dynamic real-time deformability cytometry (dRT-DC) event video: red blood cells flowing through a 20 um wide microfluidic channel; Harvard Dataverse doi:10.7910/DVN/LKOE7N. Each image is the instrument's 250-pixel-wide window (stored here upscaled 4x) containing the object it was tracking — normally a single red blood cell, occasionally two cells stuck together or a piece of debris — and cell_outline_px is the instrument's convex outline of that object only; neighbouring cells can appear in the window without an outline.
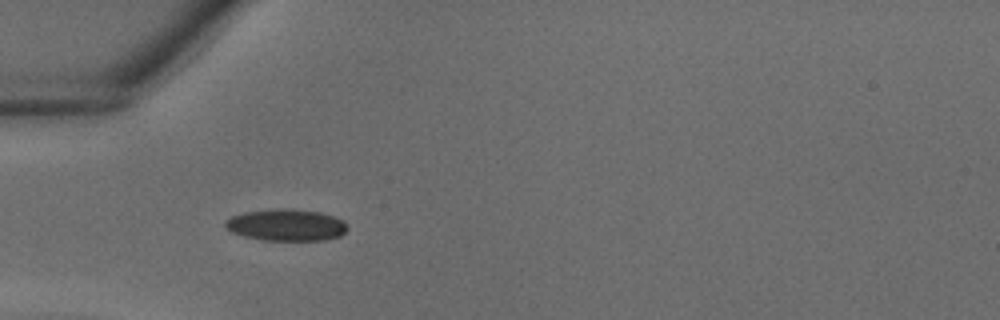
{"species": "common noctule bat (a hibernating species)", "species_latin": "Nyctalus noctula", "temperature_condition": "warm", "stored_images_in_passage": 33, "camera_frame_rate_fps": 3000, "um_per_image_px": 0.085, "animal": {"sex": "male", "body_mass_g": 18.8}, "frame": {"image": 1, "passage_image": 6, "time_ms": 1.667, "image_size_px": [1000, 320], "cell_outline_px": [[348, 228], [340, 236], [324, 240], [264, 240], [244, 236], [232, 232], [224, 224], [224, 220], [232, 216], [244, 212], [276, 208], [292, 208], [320, 212], [344, 220]], "centroid_in_image_um": [24.34, 19.11], "position_along_channel_um": 60.7, "area_um2": 22.66}}
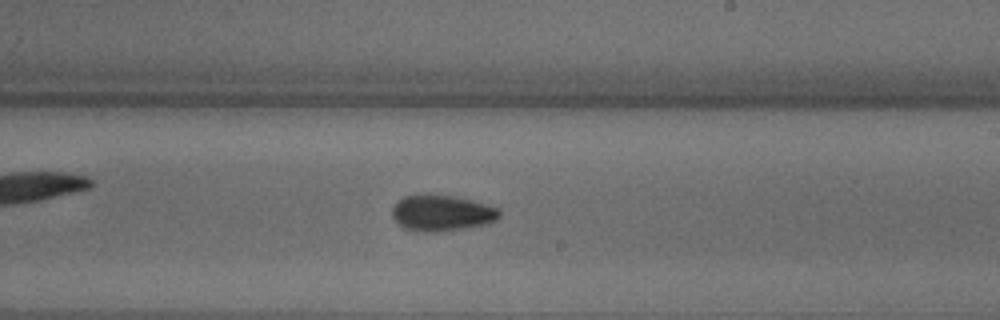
{"frame": {"image": 2, "passage_image": 17, "time_ms": 5.333, "image_size_px": [1000, 320], "cell_outline_px": [[500, 216], [496, 220], [488, 224], [468, 228], [440, 232], [416, 232], [404, 228], [392, 216], [392, 208], [396, 200], [404, 196], [424, 192], [452, 196], [500, 208]], "centroid_in_image_um": [37.51, 18.1], "position_along_channel_um": 251.5, "area_um2": 23.06}}
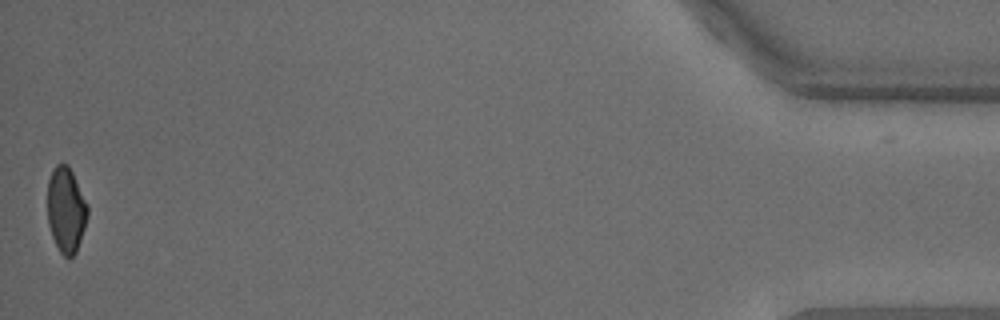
{"frame": {"image": 3, "passage_image": 32, "time_ms": 10.333, "image_size_px": [1000, 320], "cell_outline_px": [[88, 216], [76, 252], [68, 260], [60, 252], [52, 236], [48, 224], [48, 180], [56, 164], [68, 164], [88, 204]], "centroid_in_image_um": [5.62, 17.85], "position_along_channel_um": 429.6, "area_um2": 19.88}}